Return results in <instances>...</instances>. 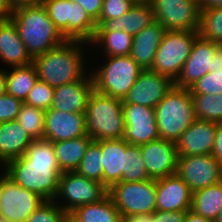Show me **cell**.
<instances>
[{
	"label": "cell",
	"instance_id": "cell-47",
	"mask_svg": "<svg viewBox=\"0 0 222 222\" xmlns=\"http://www.w3.org/2000/svg\"><path fill=\"white\" fill-rule=\"evenodd\" d=\"M12 10L22 7L42 3V0H7Z\"/></svg>",
	"mask_w": 222,
	"mask_h": 222
},
{
	"label": "cell",
	"instance_id": "cell-8",
	"mask_svg": "<svg viewBox=\"0 0 222 222\" xmlns=\"http://www.w3.org/2000/svg\"><path fill=\"white\" fill-rule=\"evenodd\" d=\"M198 36L199 30L165 31L150 70L175 82Z\"/></svg>",
	"mask_w": 222,
	"mask_h": 222
},
{
	"label": "cell",
	"instance_id": "cell-50",
	"mask_svg": "<svg viewBox=\"0 0 222 222\" xmlns=\"http://www.w3.org/2000/svg\"><path fill=\"white\" fill-rule=\"evenodd\" d=\"M6 93L5 70L0 69V96Z\"/></svg>",
	"mask_w": 222,
	"mask_h": 222
},
{
	"label": "cell",
	"instance_id": "cell-19",
	"mask_svg": "<svg viewBox=\"0 0 222 222\" xmlns=\"http://www.w3.org/2000/svg\"><path fill=\"white\" fill-rule=\"evenodd\" d=\"M217 123L195 119L175 142L178 156L212 154Z\"/></svg>",
	"mask_w": 222,
	"mask_h": 222
},
{
	"label": "cell",
	"instance_id": "cell-14",
	"mask_svg": "<svg viewBox=\"0 0 222 222\" xmlns=\"http://www.w3.org/2000/svg\"><path fill=\"white\" fill-rule=\"evenodd\" d=\"M176 174L193 193L222 181V165L212 154L178 156Z\"/></svg>",
	"mask_w": 222,
	"mask_h": 222
},
{
	"label": "cell",
	"instance_id": "cell-7",
	"mask_svg": "<svg viewBox=\"0 0 222 222\" xmlns=\"http://www.w3.org/2000/svg\"><path fill=\"white\" fill-rule=\"evenodd\" d=\"M49 18L66 40L90 43L97 30L96 23L79 3L69 0H42Z\"/></svg>",
	"mask_w": 222,
	"mask_h": 222
},
{
	"label": "cell",
	"instance_id": "cell-39",
	"mask_svg": "<svg viewBox=\"0 0 222 222\" xmlns=\"http://www.w3.org/2000/svg\"><path fill=\"white\" fill-rule=\"evenodd\" d=\"M53 93V87H50L46 82L37 80L24 103L46 111L52 105Z\"/></svg>",
	"mask_w": 222,
	"mask_h": 222
},
{
	"label": "cell",
	"instance_id": "cell-52",
	"mask_svg": "<svg viewBox=\"0 0 222 222\" xmlns=\"http://www.w3.org/2000/svg\"><path fill=\"white\" fill-rule=\"evenodd\" d=\"M0 222H11V221H8L4 217L0 216Z\"/></svg>",
	"mask_w": 222,
	"mask_h": 222
},
{
	"label": "cell",
	"instance_id": "cell-42",
	"mask_svg": "<svg viewBox=\"0 0 222 222\" xmlns=\"http://www.w3.org/2000/svg\"><path fill=\"white\" fill-rule=\"evenodd\" d=\"M187 211H160L152 213V222H183Z\"/></svg>",
	"mask_w": 222,
	"mask_h": 222
},
{
	"label": "cell",
	"instance_id": "cell-2",
	"mask_svg": "<svg viewBox=\"0 0 222 222\" xmlns=\"http://www.w3.org/2000/svg\"><path fill=\"white\" fill-rule=\"evenodd\" d=\"M10 19L14 22L19 37L32 59L66 41L49 18L42 3L16 8Z\"/></svg>",
	"mask_w": 222,
	"mask_h": 222
},
{
	"label": "cell",
	"instance_id": "cell-49",
	"mask_svg": "<svg viewBox=\"0 0 222 222\" xmlns=\"http://www.w3.org/2000/svg\"><path fill=\"white\" fill-rule=\"evenodd\" d=\"M201 9L222 7V0H198Z\"/></svg>",
	"mask_w": 222,
	"mask_h": 222
},
{
	"label": "cell",
	"instance_id": "cell-23",
	"mask_svg": "<svg viewBox=\"0 0 222 222\" xmlns=\"http://www.w3.org/2000/svg\"><path fill=\"white\" fill-rule=\"evenodd\" d=\"M165 29L154 21L133 36L130 56L143 70L151 69Z\"/></svg>",
	"mask_w": 222,
	"mask_h": 222
},
{
	"label": "cell",
	"instance_id": "cell-17",
	"mask_svg": "<svg viewBox=\"0 0 222 222\" xmlns=\"http://www.w3.org/2000/svg\"><path fill=\"white\" fill-rule=\"evenodd\" d=\"M140 148L150 179L176 174L178 154L175 142L158 139L140 145Z\"/></svg>",
	"mask_w": 222,
	"mask_h": 222
},
{
	"label": "cell",
	"instance_id": "cell-46",
	"mask_svg": "<svg viewBox=\"0 0 222 222\" xmlns=\"http://www.w3.org/2000/svg\"><path fill=\"white\" fill-rule=\"evenodd\" d=\"M122 222H152V214H139L122 217Z\"/></svg>",
	"mask_w": 222,
	"mask_h": 222
},
{
	"label": "cell",
	"instance_id": "cell-12",
	"mask_svg": "<svg viewBox=\"0 0 222 222\" xmlns=\"http://www.w3.org/2000/svg\"><path fill=\"white\" fill-rule=\"evenodd\" d=\"M155 21L166 31L199 30L201 8L198 0H150Z\"/></svg>",
	"mask_w": 222,
	"mask_h": 222
},
{
	"label": "cell",
	"instance_id": "cell-22",
	"mask_svg": "<svg viewBox=\"0 0 222 222\" xmlns=\"http://www.w3.org/2000/svg\"><path fill=\"white\" fill-rule=\"evenodd\" d=\"M155 21L150 2H135L128 12L116 19L104 21L96 32L125 31L132 36Z\"/></svg>",
	"mask_w": 222,
	"mask_h": 222
},
{
	"label": "cell",
	"instance_id": "cell-27",
	"mask_svg": "<svg viewBox=\"0 0 222 222\" xmlns=\"http://www.w3.org/2000/svg\"><path fill=\"white\" fill-rule=\"evenodd\" d=\"M92 141L88 135H85L70 140L53 142L55 156L61 172L76 171Z\"/></svg>",
	"mask_w": 222,
	"mask_h": 222
},
{
	"label": "cell",
	"instance_id": "cell-1",
	"mask_svg": "<svg viewBox=\"0 0 222 222\" xmlns=\"http://www.w3.org/2000/svg\"><path fill=\"white\" fill-rule=\"evenodd\" d=\"M4 168L16 184L45 201L55 200L62 172L51 141L33 140L23 156L11 160Z\"/></svg>",
	"mask_w": 222,
	"mask_h": 222
},
{
	"label": "cell",
	"instance_id": "cell-38",
	"mask_svg": "<svg viewBox=\"0 0 222 222\" xmlns=\"http://www.w3.org/2000/svg\"><path fill=\"white\" fill-rule=\"evenodd\" d=\"M69 215L54 200L44 201L26 222H66Z\"/></svg>",
	"mask_w": 222,
	"mask_h": 222
},
{
	"label": "cell",
	"instance_id": "cell-45",
	"mask_svg": "<svg viewBox=\"0 0 222 222\" xmlns=\"http://www.w3.org/2000/svg\"><path fill=\"white\" fill-rule=\"evenodd\" d=\"M12 8L7 0H0V21L10 19L12 15Z\"/></svg>",
	"mask_w": 222,
	"mask_h": 222
},
{
	"label": "cell",
	"instance_id": "cell-13",
	"mask_svg": "<svg viewBox=\"0 0 222 222\" xmlns=\"http://www.w3.org/2000/svg\"><path fill=\"white\" fill-rule=\"evenodd\" d=\"M0 176V216L11 222H26L45 200L16 184L5 172Z\"/></svg>",
	"mask_w": 222,
	"mask_h": 222
},
{
	"label": "cell",
	"instance_id": "cell-33",
	"mask_svg": "<svg viewBox=\"0 0 222 222\" xmlns=\"http://www.w3.org/2000/svg\"><path fill=\"white\" fill-rule=\"evenodd\" d=\"M196 119L222 122V95H191Z\"/></svg>",
	"mask_w": 222,
	"mask_h": 222
},
{
	"label": "cell",
	"instance_id": "cell-48",
	"mask_svg": "<svg viewBox=\"0 0 222 222\" xmlns=\"http://www.w3.org/2000/svg\"><path fill=\"white\" fill-rule=\"evenodd\" d=\"M183 222H214V221L206 219L205 217L196 214L192 210H188L186 212Z\"/></svg>",
	"mask_w": 222,
	"mask_h": 222
},
{
	"label": "cell",
	"instance_id": "cell-41",
	"mask_svg": "<svg viewBox=\"0 0 222 222\" xmlns=\"http://www.w3.org/2000/svg\"><path fill=\"white\" fill-rule=\"evenodd\" d=\"M23 102L7 93L0 96V122L17 119Z\"/></svg>",
	"mask_w": 222,
	"mask_h": 222
},
{
	"label": "cell",
	"instance_id": "cell-43",
	"mask_svg": "<svg viewBox=\"0 0 222 222\" xmlns=\"http://www.w3.org/2000/svg\"><path fill=\"white\" fill-rule=\"evenodd\" d=\"M73 3H79L86 10L90 18L96 23L99 20L103 0H69Z\"/></svg>",
	"mask_w": 222,
	"mask_h": 222
},
{
	"label": "cell",
	"instance_id": "cell-15",
	"mask_svg": "<svg viewBox=\"0 0 222 222\" xmlns=\"http://www.w3.org/2000/svg\"><path fill=\"white\" fill-rule=\"evenodd\" d=\"M125 131L123 139L130 145H143L160 139L155 108L138 104L122 106Z\"/></svg>",
	"mask_w": 222,
	"mask_h": 222
},
{
	"label": "cell",
	"instance_id": "cell-25",
	"mask_svg": "<svg viewBox=\"0 0 222 222\" xmlns=\"http://www.w3.org/2000/svg\"><path fill=\"white\" fill-rule=\"evenodd\" d=\"M33 139L16 121L0 122V162L6 165L24 155Z\"/></svg>",
	"mask_w": 222,
	"mask_h": 222
},
{
	"label": "cell",
	"instance_id": "cell-29",
	"mask_svg": "<svg viewBox=\"0 0 222 222\" xmlns=\"http://www.w3.org/2000/svg\"><path fill=\"white\" fill-rule=\"evenodd\" d=\"M5 78L6 93L16 97L23 103L38 80L37 71L33 63L13 67L9 72L5 71Z\"/></svg>",
	"mask_w": 222,
	"mask_h": 222
},
{
	"label": "cell",
	"instance_id": "cell-26",
	"mask_svg": "<svg viewBox=\"0 0 222 222\" xmlns=\"http://www.w3.org/2000/svg\"><path fill=\"white\" fill-rule=\"evenodd\" d=\"M130 144L122 139L101 140L103 184L109 189L122 181L124 154Z\"/></svg>",
	"mask_w": 222,
	"mask_h": 222
},
{
	"label": "cell",
	"instance_id": "cell-20",
	"mask_svg": "<svg viewBox=\"0 0 222 222\" xmlns=\"http://www.w3.org/2000/svg\"><path fill=\"white\" fill-rule=\"evenodd\" d=\"M192 191L177 174L156 179V209L160 211H188L192 205Z\"/></svg>",
	"mask_w": 222,
	"mask_h": 222
},
{
	"label": "cell",
	"instance_id": "cell-24",
	"mask_svg": "<svg viewBox=\"0 0 222 222\" xmlns=\"http://www.w3.org/2000/svg\"><path fill=\"white\" fill-rule=\"evenodd\" d=\"M0 58L11 67L24 66L33 62L11 19L0 21Z\"/></svg>",
	"mask_w": 222,
	"mask_h": 222
},
{
	"label": "cell",
	"instance_id": "cell-32",
	"mask_svg": "<svg viewBox=\"0 0 222 222\" xmlns=\"http://www.w3.org/2000/svg\"><path fill=\"white\" fill-rule=\"evenodd\" d=\"M101 154V140L92 141L87 147L76 172L87 179L103 184V165Z\"/></svg>",
	"mask_w": 222,
	"mask_h": 222
},
{
	"label": "cell",
	"instance_id": "cell-34",
	"mask_svg": "<svg viewBox=\"0 0 222 222\" xmlns=\"http://www.w3.org/2000/svg\"><path fill=\"white\" fill-rule=\"evenodd\" d=\"M149 179L140 146L130 145L124 154L122 181L140 182Z\"/></svg>",
	"mask_w": 222,
	"mask_h": 222
},
{
	"label": "cell",
	"instance_id": "cell-30",
	"mask_svg": "<svg viewBox=\"0 0 222 222\" xmlns=\"http://www.w3.org/2000/svg\"><path fill=\"white\" fill-rule=\"evenodd\" d=\"M222 208V181L193 192L191 210L215 222Z\"/></svg>",
	"mask_w": 222,
	"mask_h": 222
},
{
	"label": "cell",
	"instance_id": "cell-37",
	"mask_svg": "<svg viewBox=\"0 0 222 222\" xmlns=\"http://www.w3.org/2000/svg\"><path fill=\"white\" fill-rule=\"evenodd\" d=\"M191 95H222V68L209 71L189 88Z\"/></svg>",
	"mask_w": 222,
	"mask_h": 222
},
{
	"label": "cell",
	"instance_id": "cell-3",
	"mask_svg": "<svg viewBox=\"0 0 222 222\" xmlns=\"http://www.w3.org/2000/svg\"><path fill=\"white\" fill-rule=\"evenodd\" d=\"M82 43L85 45L88 42L66 40L60 46L35 57L32 63L38 80L55 88L83 79L86 73L83 67V48L80 47Z\"/></svg>",
	"mask_w": 222,
	"mask_h": 222
},
{
	"label": "cell",
	"instance_id": "cell-18",
	"mask_svg": "<svg viewBox=\"0 0 222 222\" xmlns=\"http://www.w3.org/2000/svg\"><path fill=\"white\" fill-rule=\"evenodd\" d=\"M87 135L85 113H67L54 108L45 111L43 139L52 143Z\"/></svg>",
	"mask_w": 222,
	"mask_h": 222
},
{
	"label": "cell",
	"instance_id": "cell-9",
	"mask_svg": "<svg viewBox=\"0 0 222 222\" xmlns=\"http://www.w3.org/2000/svg\"><path fill=\"white\" fill-rule=\"evenodd\" d=\"M121 217L152 214L156 211V180L115 183L108 189Z\"/></svg>",
	"mask_w": 222,
	"mask_h": 222
},
{
	"label": "cell",
	"instance_id": "cell-28",
	"mask_svg": "<svg viewBox=\"0 0 222 222\" xmlns=\"http://www.w3.org/2000/svg\"><path fill=\"white\" fill-rule=\"evenodd\" d=\"M69 219L72 222H122L119 210L108 195L99 202L77 207Z\"/></svg>",
	"mask_w": 222,
	"mask_h": 222
},
{
	"label": "cell",
	"instance_id": "cell-51",
	"mask_svg": "<svg viewBox=\"0 0 222 222\" xmlns=\"http://www.w3.org/2000/svg\"><path fill=\"white\" fill-rule=\"evenodd\" d=\"M215 222H222V208H221L220 213L218 214Z\"/></svg>",
	"mask_w": 222,
	"mask_h": 222
},
{
	"label": "cell",
	"instance_id": "cell-21",
	"mask_svg": "<svg viewBox=\"0 0 222 222\" xmlns=\"http://www.w3.org/2000/svg\"><path fill=\"white\" fill-rule=\"evenodd\" d=\"M89 76L55 87L50 108L67 113H85L89 97L94 91L93 78L91 74Z\"/></svg>",
	"mask_w": 222,
	"mask_h": 222
},
{
	"label": "cell",
	"instance_id": "cell-6",
	"mask_svg": "<svg viewBox=\"0 0 222 222\" xmlns=\"http://www.w3.org/2000/svg\"><path fill=\"white\" fill-rule=\"evenodd\" d=\"M107 63L91 73L94 90L124 100L143 69L128 56H106Z\"/></svg>",
	"mask_w": 222,
	"mask_h": 222
},
{
	"label": "cell",
	"instance_id": "cell-36",
	"mask_svg": "<svg viewBox=\"0 0 222 222\" xmlns=\"http://www.w3.org/2000/svg\"><path fill=\"white\" fill-rule=\"evenodd\" d=\"M199 35L222 45V7L201 9Z\"/></svg>",
	"mask_w": 222,
	"mask_h": 222
},
{
	"label": "cell",
	"instance_id": "cell-16",
	"mask_svg": "<svg viewBox=\"0 0 222 222\" xmlns=\"http://www.w3.org/2000/svg\"><path fill=\"white\" fill-rule=\"evenodd\" d=\"M174 86L175 82L169 77L150 69L143 70L124 98L123 104H138L155 108Z\"/></svg>",
	"mask_w": 222,
	"mask_h": 222
},
{
	"label": "cell",
	"instance_id": "cell-11",
	"mask_svg": "<svg viewBox=\"0 0 222 222\" xmlns=\"http://www.w3.org/2000/svg\"><path fill=\"white\" fill-rule=\"evenodd\" d=\"M217 68H222V45L199 35L175 81V86L189 89L206 73Z\"/></svg>",
	"mask_w": 222,
	"mask_h": 222
},
{
	"label": "cell",
	"instance_id": "cell-44",
	"mask_svg": "<svg viewBox=\"0 0 222 222\" xmlns=\"http://www.w3.org/2000/svg\"><path fill=\"white\" fill-rule=\"evenodd\" d=\"M212 155L222 165V122L217 123Z\"/></svg>",
	"mask_w": 222,
	"mask_h": 222
},
{
	"label": "cell",
	"instance_id": "cell-53",
	"mask_svg": "<svg viewBox=\"0 0 222 222\" xmlns=\"http://www.w3.org/2000/svg\"><path fill=\"white\" fill-rule=\"evenodd\" d=\"M134 2H149L150 0H133Z\"/></svg>",
	"mask_w": 222,
	"mask_h": 222
},
{
	"label": "cell",
	"instance_id": "cell-40",
	"mask_svg": "<svg viewBox=\"0 0 222 222\" xmlns=\"http://www.w3.org/2000/svg\"><path fill=\"white\" fill-rule=\"evenodd\" d=\"M135 2L133 0H103L102 9L96 26L104 21L116 19L129 11Z\"/></svg>",
	"mask_w": 222,
	"mask_h": 222
},
{
	"label": "cell",
	"instance_id": "cell-31",
	"mask_svg": "<svg viewBox=\"0 0 222 222\" xmlns=\"http://www.w3.org/2000/svg\"><path fill=\"white\" fill-rule=\"evenodd\" d=\"M133 36L127 32L113 31V32H96L91 44L101 43V48L104 47L105 56H128L132 49ZM103 44V47H102Z\"/></svg>",
	"mask_w": 222,
	"mask_h": 222
},
{
	"label": "cell",
	"instance_id": "cell-10",
	"mask_svg": "<svg viewBox=\"0 0 222 222\" xmlns=\"http://www.w3.org/2000/svg\"><path fill=\"white\" fill-rule=\"evenodd\" d=\"M108 195V188L101 182L87 179L76 171L62 172L55 197L65 198L66 204L58 206L68 215L77 207L99 202Z\"/></svg>",
	"mask_w": 222,
	"mask_h": 222
},
{
	"label": "cell",
	"instance_id": "cell-4",
	"mask_svg": "<svg viewBox=\"0 0 222 222\" xmlns=\"http://www.w3.org/2000/svg\"><path fill=\"white\" fill-rule=\"evenodd\" d=\"M122 106L123 100L94 90L85 111L87 135L93 141L122 139L125 131Z\"/></svg>",
	"mask_w": 222,
	"mask_h": 222
},
{
	"label": "cell",
	"instance_id": "cell-35",
	"mask_svg": "<svg viewBox=\"0 0 222 222\" xmlns=\"http://www.w3.org/2000/svg\"><path fill=\"white\" fill-rule=\"evenodd\" d=\"M16 121L33 140L43 139L45 124L44 110L23 103Z\"/></svg>",
	"mask_w": 222,
	"mask_h": 222
},
{
	"label": "cell",
	"instance_id": "cell-5",
	"mask_svg": "<svg viewBox=\"0 0 222 222\" xmlns=\"http://www.w3.org/2000/svg\"><path fill=\"white\" fill-rule=\"evenodd\" d=\"M160 139L176 142L196 119L189 89L174 86L156 105Z\"/></svg>",
	"mask_w": 222,
	"mask_h": 222
}]
</instances>
